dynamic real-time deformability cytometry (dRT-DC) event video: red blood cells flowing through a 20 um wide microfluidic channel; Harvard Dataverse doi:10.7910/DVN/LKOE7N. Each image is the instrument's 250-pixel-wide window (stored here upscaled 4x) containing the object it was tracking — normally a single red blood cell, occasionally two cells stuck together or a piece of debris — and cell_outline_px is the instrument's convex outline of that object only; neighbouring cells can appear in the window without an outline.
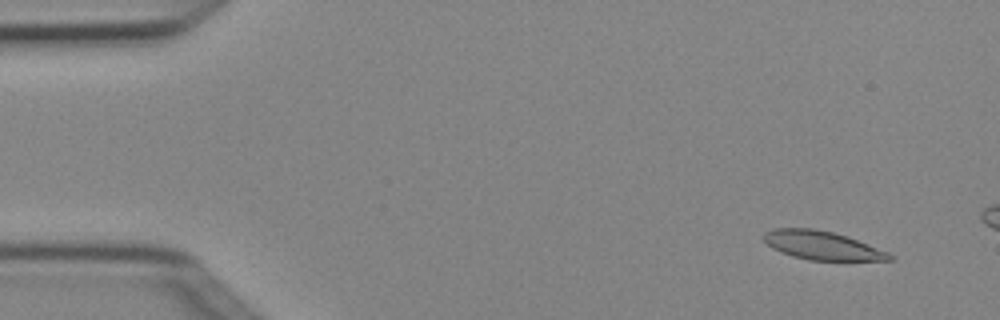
{"species": "Egyptian fruit bat (a non-hibernating species)", "species_latin": "Rousettus aegyptiacus", "temperature_condition": "cold", "stored_images_in_passage": 4, "camera_frame_rate_fps": 3000, "um_per_image_px": 0.085, "animal": {"sex": "female"}, "frame": {"image": 1, "passage_image": 2, "time_ms": 0.333, "image_size_px": [1000, 320], "cell_outline_px": [[892, 260], [808, 260], [792, 256], [780, 252], [772, 248], [764, 240], [764, 232], [772, 228], [812, 228], [832, 232], [856, 240], [888, 252], [892, 256]], "centroid_in_image_um": [69.81, 20.86], "position_along_channel_um": 15.2, "area_um2": 20.63}}